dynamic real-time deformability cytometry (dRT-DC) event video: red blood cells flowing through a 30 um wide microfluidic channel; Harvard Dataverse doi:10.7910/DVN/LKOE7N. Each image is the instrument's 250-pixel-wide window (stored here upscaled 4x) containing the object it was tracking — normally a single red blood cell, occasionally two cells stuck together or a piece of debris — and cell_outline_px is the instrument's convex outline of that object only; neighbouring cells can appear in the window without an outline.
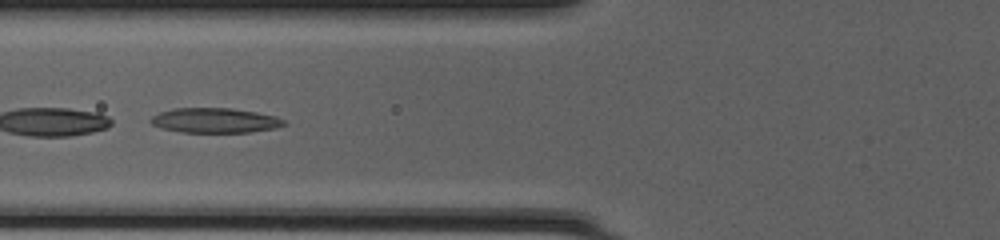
{"species": "common noctule bat (a hibernating species)", "species_latin": "Nyctalus noctula", "temperature_condition": "cold", "stored_images_in_passage": 49, "segment_of_instrument_passage": [2, 2], "camera_frame_rate_fps": 3000, "um_per_image_px": 0.085, "animal": {"sex": "female", "body_mass_g": 20.0, "forearm_length_mm": 54.0}, "frame": {"image": 1, "passage_image": 21, "time_ms": 6.667, "image_size_px": [1000, 240], "cell_outline_px": [[288, 124], [276, 128], [252, 132], [180, 132], [160, 128], [152, 124], [148, 120], [152, 116], [160, 112], [172, 108], [232, 108], [256, 112], [276, 116], [284, 120]], "centroid_in_image_um": [18.27, 10.23], "position_along_channel_um": 107.5, "area_um2": 19.48}}
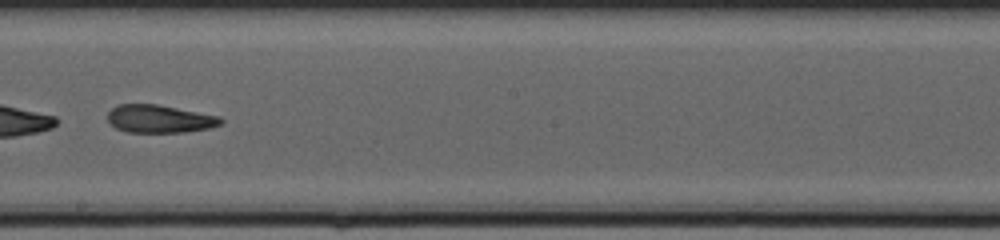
{"frame": {"image": 2, "passage_image": 30, "time_ms": 9.667, "image_size_px": [1000, 240], "cell_outline_px": [[224, 120], [220, 124], [208, 128], [184, 132], [128, 132], [116, 128], [108, 120], [108, 112], [116, 104], [156, 104], [220, 116]], "centroid_in_image_um": [13.55, 10.09], "position_along_channel_um": 234.7, "area_um2": 18.26}}
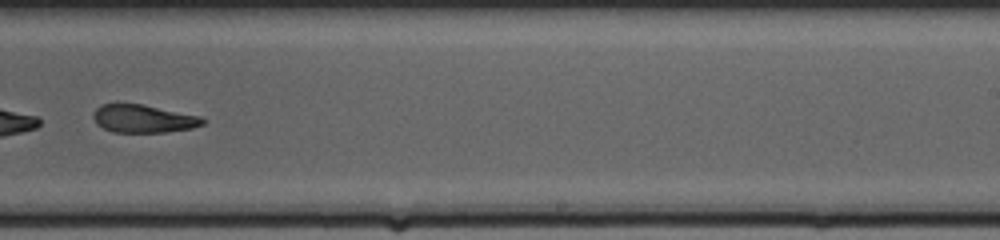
{"frame": {"image": 3, "passage_image": 33, "time_ms": 10.667, "image_size_px": [1000, 240], "cell_outline_px": [[208, 120], [204, 124], [192, 128], [164, 132], [112, 132], [96, 124], [92, 116], [92, 112], [100, 104], [116, 100], [120, 100], [144, 104], [200, 116]], "centroid_in_image_um": [12.11, 10.03], "position_along_channel_um": 276.9, "area_um2": 18.67}}